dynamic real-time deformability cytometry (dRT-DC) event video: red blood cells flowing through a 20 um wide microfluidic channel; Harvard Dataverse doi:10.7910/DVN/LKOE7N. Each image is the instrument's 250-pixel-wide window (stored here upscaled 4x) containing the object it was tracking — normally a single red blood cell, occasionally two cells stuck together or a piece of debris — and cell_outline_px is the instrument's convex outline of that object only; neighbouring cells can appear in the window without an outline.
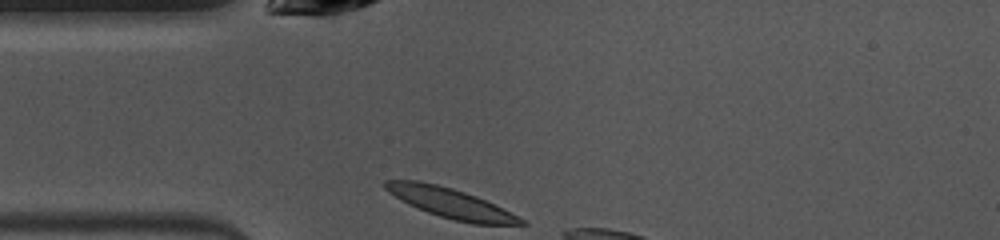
{"species": "common noctule bat (a hibernating species)", "species_latin": "Nyctalus noctula", "temperature_condition": "warm", "stored_images_in_passage": 5, "camera_frame_rate_fps": 3000, "um_per_image_px": 0.085, "animal": {"sex": "female", "body_mass_g": 10.0, "forearm_length_mm": 53.1}, "frame": {"image": 1, "passage_image": 1, "time_ms": 0.0, "image_size_px": [1000, 240], "cell_outline_px": [[528, 224], [472, 224], [440, 216], [428, 212], [408, 204], [388, 192], [384, 188], [384, 180], [416, 180], [436, 184], [452, 188], [476, 196], [524, 220]], "centroid_in_image_um": [38.22, 17.24], "position_along_channel_um": 46.8, "area_um2": 22.95}}
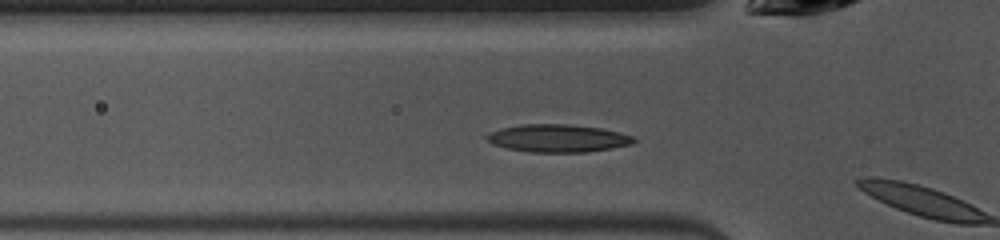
{"frame": {"image": 2, "passage_image": 4, "time_ms": 1.0, "image_size_px": [1000, 240], "cell_outline_px": [[636, 140], [632, 144], [612, 148], [588, 152], [528, 152], [508, 148], [492, 144], [484, 136], [492, 132], [504, 128], [524, 124], [564, 124], [600, 128], [636, 136]], "centroid_in_image_um": [47.46, 11.76], "position_along_channel_um": 78.3, "area_um2": 23.58}}